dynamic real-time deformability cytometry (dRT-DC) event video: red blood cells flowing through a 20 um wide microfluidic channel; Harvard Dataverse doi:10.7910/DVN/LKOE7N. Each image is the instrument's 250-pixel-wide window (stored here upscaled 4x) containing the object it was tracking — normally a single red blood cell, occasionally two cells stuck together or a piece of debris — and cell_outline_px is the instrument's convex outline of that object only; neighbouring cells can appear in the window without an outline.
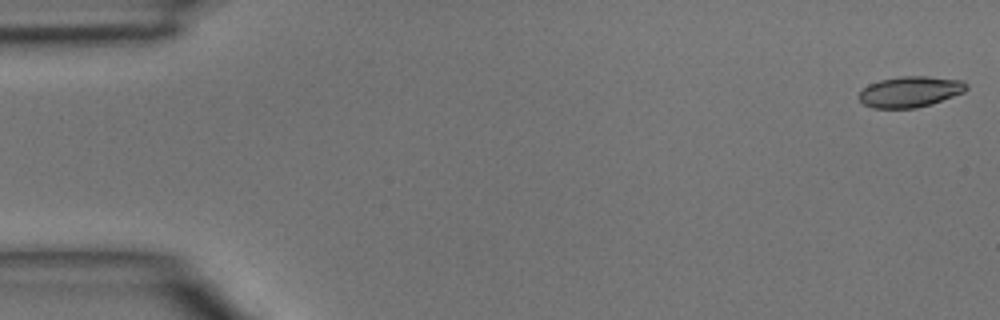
{"species": "common noctule bat (a hibernating species)", "species_latin": "Nyctalus noctula", "temperature_condition": "room temperature", "stored_images_in_passage": 46, "camera_frame_rate_fps": 3000, "um_per_image_px": 0.085, "animal": {"sex": "male", "body_mass_g": 15.6}, "frame": {"image": 1, "passage_image": 1, "time_ms": 0.0, "image_size_px": [1000, 320], "cell_outline_px": [[968, 88], [964, 92], [932, 104], [916, 108], [872, 108], [864, 104], [860, 100], [860, 88], [868, 84], [880, 80], [900, 76], [928, 76], [964, 80], [968, 84]], "centroid_in_image_um": [77.38, 7.79], "position_along_channel_um": 7.6, "area_um2": 19.54}}
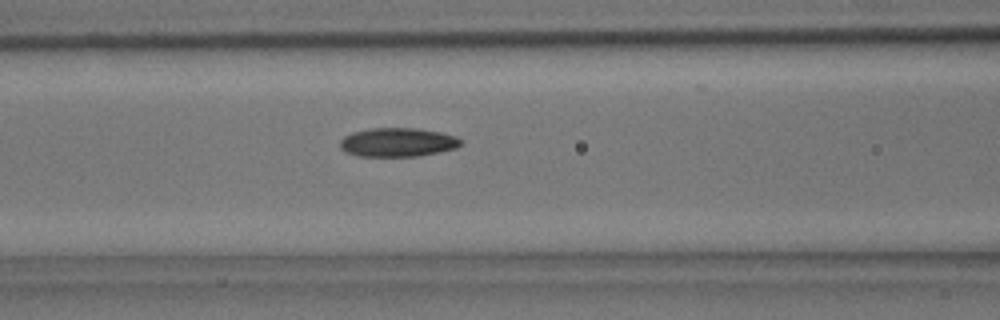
{"frame": {"image": 2, "passage_image": 19, "time_ms": 6.0, "image_size_px": [1000, 320], "cell_outline_px": [[460, 144], [456, 148], [416, 156], [360, 156], [344, 152], [340, 148], [340, 140], [344, 136], [352, 132], [372, 128], [420, 128], [440, 132], [456, 136], [460, 140]], "centroid_in_image_um": [33.76, 12.08], "position_along_channel_um": 132.8, "area_um2": 20.23}}
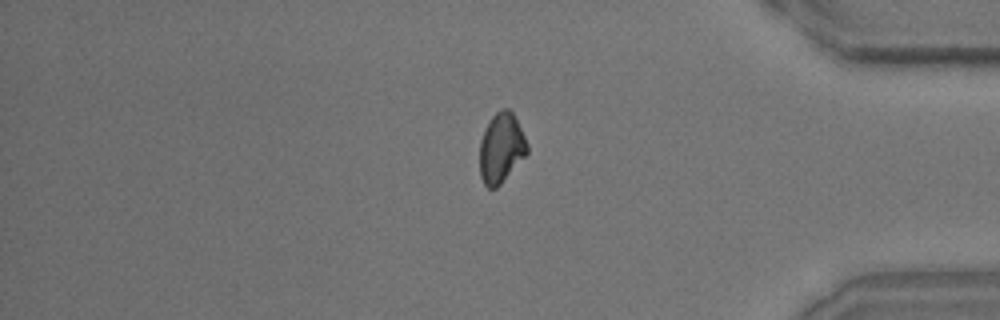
{"frame": {"image": 3, "passage_image": 39, "time_ms": 12.667, "image_size_px": [1000, 320], "cell_outline_px": [[528, 152], [500, 184], [496, 188], [488, 188], [484, 184], [480, 176], [480, 140], [484, 128], [492, 116], [496, 112], [504, 108], [508, 108], [512, 112], [528, 144]], "centroid_in_image_um": [42.58, 12.57], "position_along_channel_um": 392.6, "area_um2": 19.13}}